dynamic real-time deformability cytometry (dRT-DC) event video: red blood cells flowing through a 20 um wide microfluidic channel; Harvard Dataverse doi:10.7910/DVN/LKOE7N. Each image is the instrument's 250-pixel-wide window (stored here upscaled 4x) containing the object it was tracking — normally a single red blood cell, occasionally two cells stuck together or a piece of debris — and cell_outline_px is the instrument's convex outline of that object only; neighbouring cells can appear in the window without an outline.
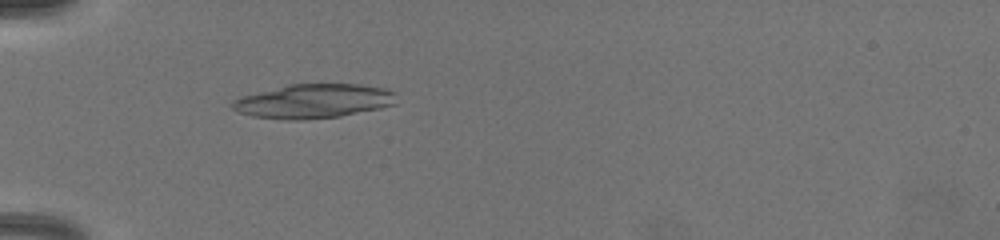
{"species": "common noctule bat (a hibernating species)", "species_latin": "Nyctalus noctula", "temperature_condition": "warm", "stored_images_in_passage": 7, "camera_frame_rate_fps": 3000, "um_per_image_px": 0.085, "animal": {"sex": "female", "body_mass_g": 19.5, "forearm_length_mm": 54.1}, "frame": {"image": 1, "passage_image": 1, "time_ms": 0.0, "image_size_px": [1000, 240], "cell_outline_px": [[396, 104], [380, 108], [340, 116], [304, 120], [284, 120], [252, 116], [240, 112], [232, 108], [232, 100], [244, 96], [288, 84], [356, 84], [388, 88], [396, 92]], "centroid_in_image_um": [26.7, 8.6], "position_along_channel_um": 58.3, "area_um2": 32.71}}
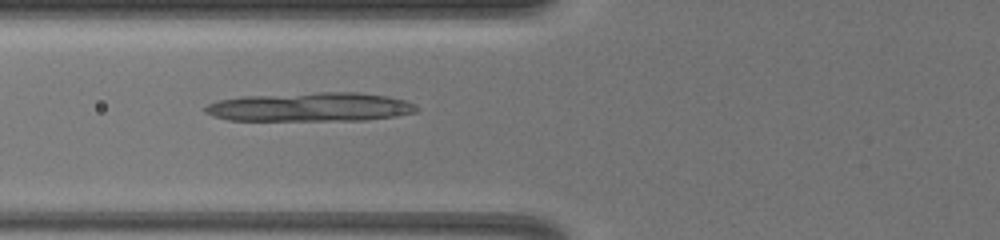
{"frame": {"image": 2, "passage_image": 4, "time_ms": 1.333, "image_size_px": [1000, 240], "cell_outline_px": [[420, 108], [416, 112], [396, 116], [364, 120], [228, 120], [212, 116], [204, 112], [204, 108], [208, 104], [220, 100], [240, 96], [320, 92], [360, 92], [388, 96], [404, 100], [416, 104]], "centroid_in_image_um": [26.4, 9.09], "position_along_channel_um": 99.4, "area_um2": 35.84}}
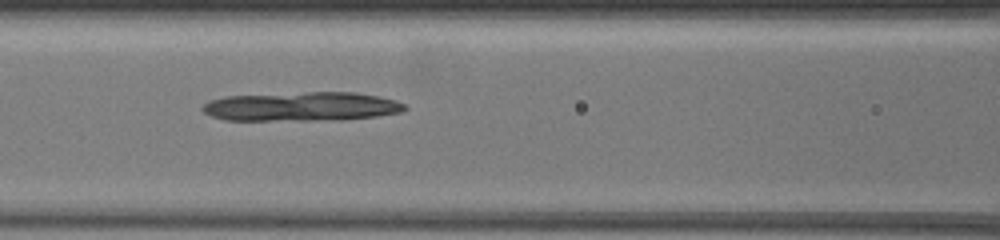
{"frame": {"image": 3, "passage_image": 6, "time_ms": 2.333, "image_size_px": [1000, 240], "cell_outline_px": [[408, 108], [400, 112], [376, 116], [340, 120], [224, 120], [212, 116], [204, 112], [200, 108], [208, 100], [224, 96], [308, 92], [356, 92], [396, 100], [404, 104]], "centroid_in_image_um": [25.61, 9.05], "position_along_channel_um": 141.0, "area_um2": 34.39}}